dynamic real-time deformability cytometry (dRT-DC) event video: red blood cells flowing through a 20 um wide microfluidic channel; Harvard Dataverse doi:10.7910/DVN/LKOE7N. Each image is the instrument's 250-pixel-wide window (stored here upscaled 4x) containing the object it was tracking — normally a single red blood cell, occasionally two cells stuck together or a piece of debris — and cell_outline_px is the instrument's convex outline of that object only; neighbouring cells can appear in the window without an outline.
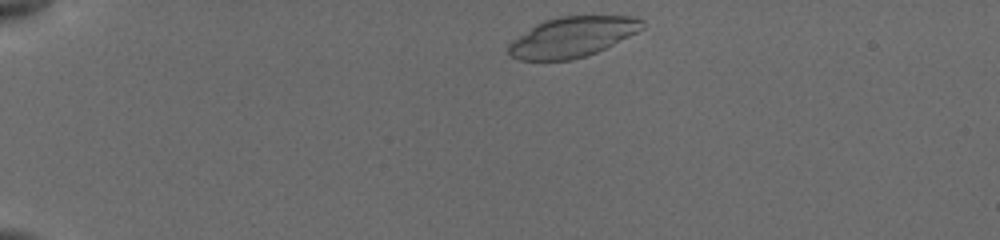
{"species": "common noctule bat (a hibernating species)", "species_latin": "Nyctalus noctula", "temperature_condition": "cold", "stored_images_in_passage": 22, "camera_frame_rate_fps": 3000, "um_per_image_px": 0.085, "animal": {"sex": "female", "body_mass_g": 19.5, "forearm_length_mm": 54.1}, "frame": {"image": 1, "passage_image": 1, "time_ms": 0.0, "image_size_px": [1000, 240], "cell_outline_px": [[644, 28], [596, 52], [572, 60], [520, 60], [512, 56], [508, 52], [508, 44], [512, 40], [536, 24], [544, 20], [560, 16], [636, 16], [644, 20]], "centroid_in_image_um": [48.64, 3.13], "position_along_channel_um": 36.4, "area_um2": 31.1}}